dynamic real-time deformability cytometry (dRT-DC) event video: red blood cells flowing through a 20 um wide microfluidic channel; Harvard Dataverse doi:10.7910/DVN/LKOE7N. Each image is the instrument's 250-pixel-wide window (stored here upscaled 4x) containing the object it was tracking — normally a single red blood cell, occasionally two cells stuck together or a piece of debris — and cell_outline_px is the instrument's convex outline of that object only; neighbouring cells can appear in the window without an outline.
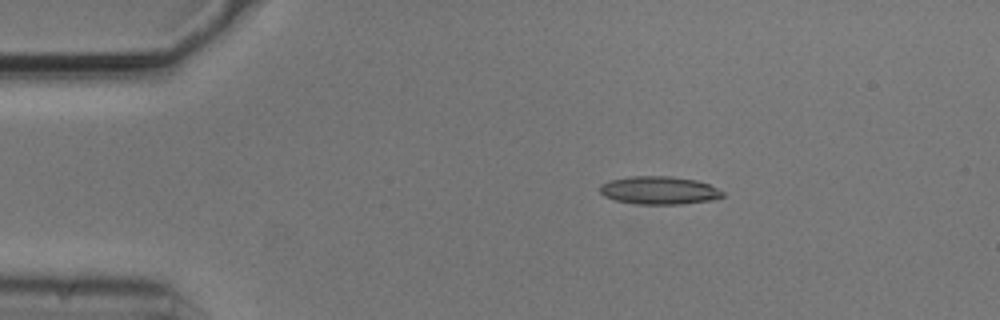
{"species": "common noctule bat (a hibernating species)", "species_latin": "Nyctalus noctula", "temperature_condition": "cold", "stored_images_in_passage": 7, "camera_frame_rate_fps": 3000, "um_per_image_px": 0.085, "animal": {"sex": "male", "body_mass_g": 20.5, "forearm_length_mm": 52.5}, "frame": {"image": 1, "passage_image": 1, "time_ms": 0.0, "image_size_px": [1000, 320], "cell_outline_px": [[724, 196], [716, 200], [680, 204], [636, 204], [616, 200], [604, 196], [600, 192], [600, 184], [608, 180], [632, 176], [668, 176], [696, 180], [708, 184], [724, 192]], "centroid_in_image_um": [56.03, 16.18], "position_along_channel_um": 29.0, "area_um2": 20.11}}
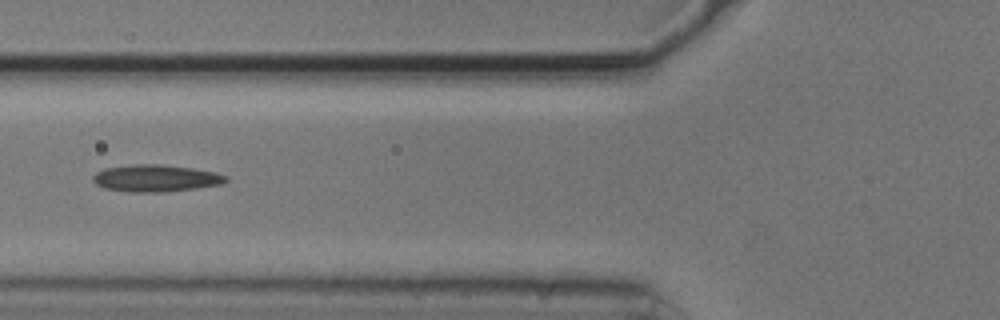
{"frame": {"image": 2, "passage_image": 4, "time_ms": 1.0, "image_size_px": [1000, 320], "cell_outline_px": [[228, 180], [224, 184], [196, 188], [164, 192], [128, 192], [104, 188], [96, 184], [92, 180], [92, 176], [96, 172], [104, 168], [132, 164], [160, 164], [192, 168], [216, 172], [228, 176]], "centroid_in_image_um": [13.24, 15.15], "position_along_channel_um": 112.6, "area_um2": 21.15}}
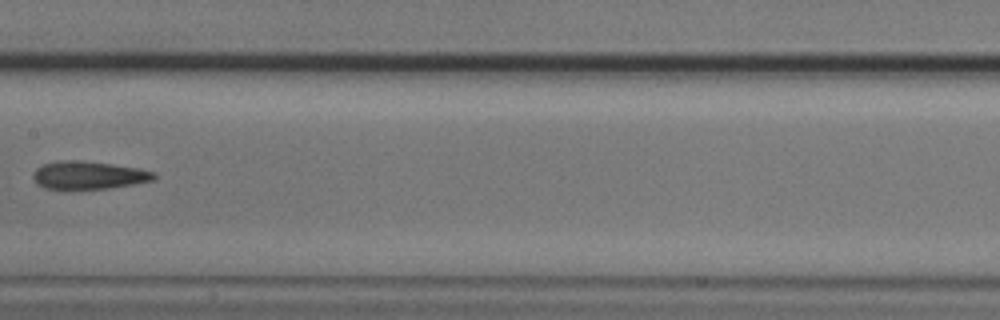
{"frame": {"image": 3, "passage_image": 6, "time_ms": 1.667, "image_size_px": [1000, 320], "cell_outline_px": [[156, 176], [152, 180], [132, 184], [108, 188], [44, 188], [36, 184], [32, 176], [36, 168], [44, 164], [60, 160], [68, 160], [108, 164], [140, 168], [156, 172]], "centroid_in_image_um": [7.51, 14.89], "position_along_channel_um": 199.9, "area_um2": 19.19}}